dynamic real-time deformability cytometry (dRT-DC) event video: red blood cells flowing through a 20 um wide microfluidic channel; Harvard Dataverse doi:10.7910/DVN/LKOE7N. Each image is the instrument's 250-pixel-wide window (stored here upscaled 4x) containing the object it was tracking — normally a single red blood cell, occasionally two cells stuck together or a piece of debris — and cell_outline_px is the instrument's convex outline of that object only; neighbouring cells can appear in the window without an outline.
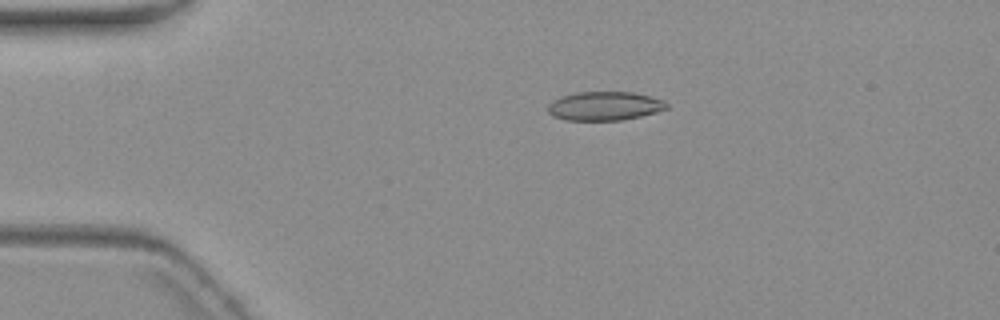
{"species": "common noctule bat (a hibernating species)", "species_latin": "Nyctalus noctula", "temperature_condition": "warm", "stored_images_in_passage": 5, "camera_frame_rate_fps": 3000, "um_per_image_px": 0.085, "animal": {"sex": "female", "body_mass_g": 19.3, "forearm_length_mm": 54.1}, "frame": {"image": 1, "passage_image": 4, "time_ms": 3.333, "image_size_px": [1000, 320], "cell_outline_px": [[668, 108], [656, 112], [640, 116], [620, 120], [564, 120], [552, 116], [548, 112], [548, 104], [560, 96], [576, 92], [632, 92], [664, 100], [668, 104]], "centroid_in_image_um": [51.36, 9.01], "position_along_channel_um": 33.6, "area_um2": 19.94}}